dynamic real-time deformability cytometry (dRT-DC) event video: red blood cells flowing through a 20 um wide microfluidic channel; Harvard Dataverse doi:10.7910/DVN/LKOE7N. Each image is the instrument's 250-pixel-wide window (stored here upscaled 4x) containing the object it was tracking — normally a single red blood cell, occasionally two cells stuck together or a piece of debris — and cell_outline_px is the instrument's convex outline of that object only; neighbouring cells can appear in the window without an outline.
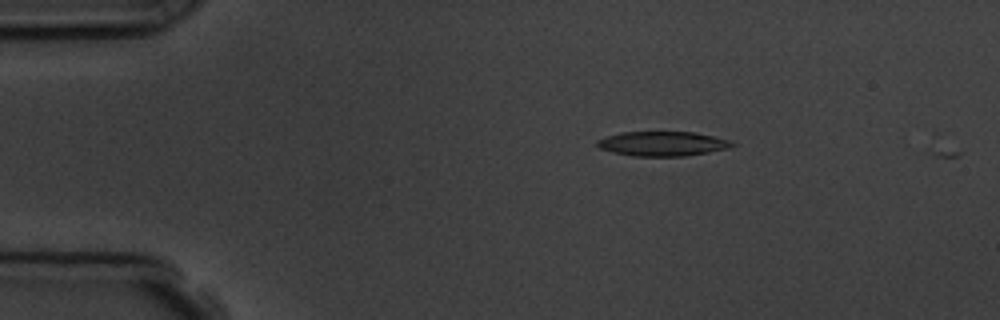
{"species": "common noctule bat (a hibernating species)", "species_latin": "Nyctalus noctula", "temperature_condition": "room temperature", "stored_images_in_passage": 4, "camera_frame_rate_fps": 3000, "um_per_image_px": 0.085, "animal": {"sex": "male", "body_mass_g": 19.5, "forearm_length_mm": 54.6}, "frame": {"image": 1, "passage_image": 3, "time_ms": 2.333, "image_size_px": [1000, 320], "cell_outline_px": [[736, 144], [728, 148], [708, 152], [684, 156], [632, 156], [612, 152], [600, 148], [596, 144], [596, 140], [620, 132], [696, 132], [728, 140]], "centroid_in_image_um": [56.28, 12.21], "position_along_channel_um": 28.7, "area_um2": 19.19}}